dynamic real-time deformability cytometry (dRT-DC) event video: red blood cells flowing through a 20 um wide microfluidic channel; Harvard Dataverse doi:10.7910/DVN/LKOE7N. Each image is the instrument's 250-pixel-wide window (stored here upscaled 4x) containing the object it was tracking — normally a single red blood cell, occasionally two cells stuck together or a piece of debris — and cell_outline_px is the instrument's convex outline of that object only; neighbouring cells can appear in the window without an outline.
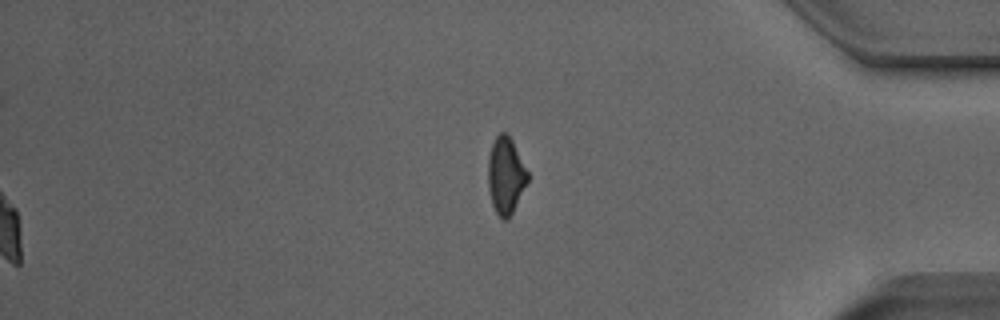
{"species": "Egyptian fruit bat (a non-hibernating species)", "species_latin": "Rousettus aegyptiacus", "temperature_condition": "room temperature", "stored_images_in_passage": 39, "segment_of_instrument_passage": [2, 2], "camera_frame_rate_fps": 3000, "um_per_image_px": 0.085, "animal": {"sex": "male"}, "frame": {"image": 1, "passage_image": 39, "time_ms": 12.667, "image_size_px": [1000, 320], "cell_outline_px": [[528, 180], [508, 220], [504, 220], [496, 212], [492, 204], [488, 188], [488, 156], [492, 144], [496, 136], [500, 132], [508, 132], [528, 172]], "centroid_in_image_um": [42.97, 14.89], "position_along_channel_um": 392.2, "area_um2": 17.57}}